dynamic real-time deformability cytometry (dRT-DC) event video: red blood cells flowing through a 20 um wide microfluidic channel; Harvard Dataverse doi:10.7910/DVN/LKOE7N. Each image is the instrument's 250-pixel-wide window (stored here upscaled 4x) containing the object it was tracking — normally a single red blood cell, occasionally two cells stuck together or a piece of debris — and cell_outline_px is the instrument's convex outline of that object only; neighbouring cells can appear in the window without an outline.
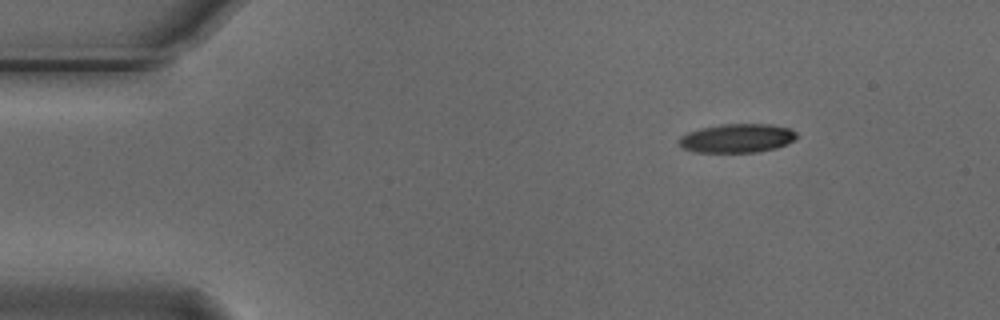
{"species": "Egyptian fruit bat (a non-hibernating species)", "species_latin": "Rousettus aegyptiacus", "temperature_condition": "cold", "stored_images_in_passage": 48, "camera_frame_rate_fps": 3000, "um_per_image_px": 0.085, "animal": {"sex": "male"}, "frame": {"image": 1, "passage_image": 1, "time_ms": 0.0, "image_size_px": [1000, 320], "cell_outline_px": [[796, 136], [792, 140], [776, 148], [756, 152], [696, 152], [684, 148], [680, 144], [680, 136], [688, 132], [700, 128], [720, 124], [772, 124], [788, 128], [796, 132]], "centroid_in_image_um": [62.63, 11.74], "position_along_channel_um": 22.4, "area_um2": 19.54}}
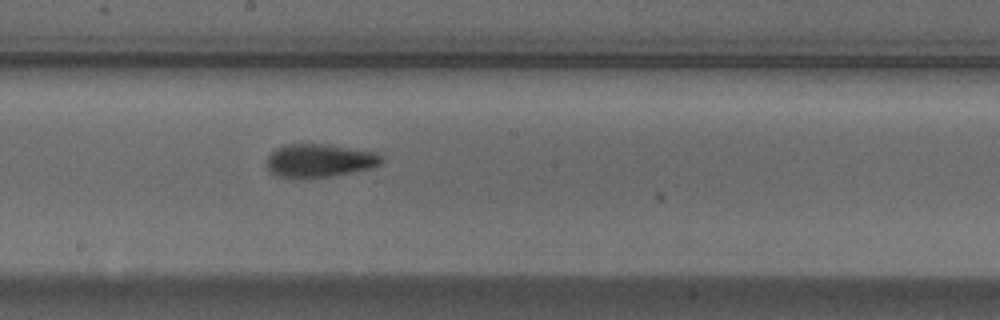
{"frame": {"image": 2, "passage_image": 23, "time_ms": 7.333, "image_size_px": [1000, 320], "cell_outline_px": [[384, 160], [380, 164], [372, 168], [332, 176], [276, 176], [268, 168], [268, 156], [276, 148], [284, 144], [328, 144], [376, 152], [384, 156]], "centroid_in_image_um": [27.23, 13.61], "position_along_channel_um": 221.0, "area_um2": 21.91}}
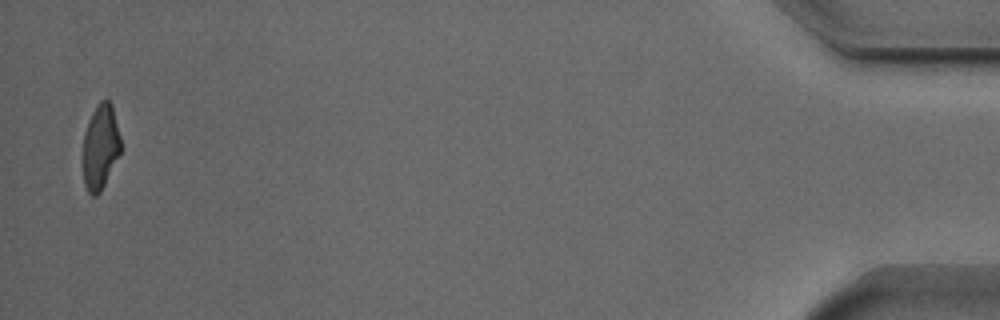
{"frame": {"image": 3, "passage_image": 47, "time_ms": 15.333, "image_size_px": [1000, 320], "cell_outline_px": [[120, 152], [100, 192], [96, 196], [92, 196], [88, 192], [84, 184], [84, 132], [88, 120], [96, 104], [100, 100], [108, 100], [112, 104], [120, 136]], "centroid_in_image_um": [8.53, 12.45], "position_along_channel_um": 426.7, "area_um2": 18.44}}